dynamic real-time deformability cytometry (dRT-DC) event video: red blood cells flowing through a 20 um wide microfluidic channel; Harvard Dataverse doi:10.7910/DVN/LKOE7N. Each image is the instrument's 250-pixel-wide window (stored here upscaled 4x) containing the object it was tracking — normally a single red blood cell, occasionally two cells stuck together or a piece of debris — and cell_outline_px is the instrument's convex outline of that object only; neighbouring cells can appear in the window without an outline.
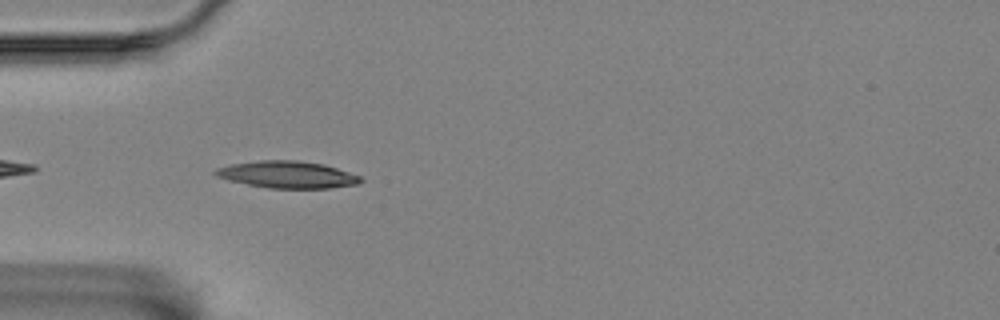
{"species": "Egyptian fruit bat (a non-hibernating species)", "species_latin": "Rousettus aegyptiacus", "temperature_condition": "room temperature", "stored_images_in_passage": 21, "camera_frame_rate_fps": 3000, "um_per_image_px": 0.085, "animal": {"sex": "female"}, "frame": {"image": 1, "passage_image": 2, "time_ms": 0.333, "image_size_px": [1000, 320], "cell_outline_px": [[364, 180], [360, 184], [328, 188], [268, 188], [228, 180], [216, 176], [212, 172], [216, 168], [232, 164], [260, 160], [296, 160], [324, 164], [360, 176]], "centroid_in_image_um": [24.43, 14.84], "position_along_channel_um": 60.6, "area_um2": 22.77}}
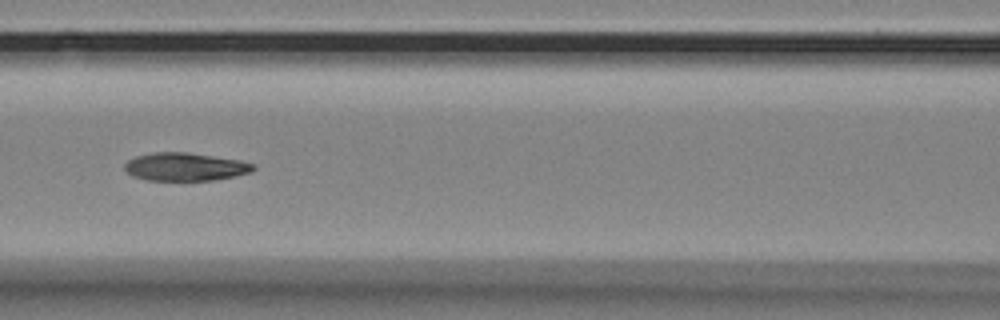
{"frame": {"image": 2, "passage_image": 10, "time_ms": 3.0, "image_size_px": [1000, 320], "cell_outline_px": [[256, 168], [252, 172], [236, 176], [212, 180], [144, 180], [132, 176], [124, 168], [124, 164], [128, 160], [136, 156], [152, 152], [184, 152], [240, 160], [256, 164]], "centroid_in_image_um": [15.75, 14.18], "position_along_channel_um": 150.9, "area_um2": 21.1}}
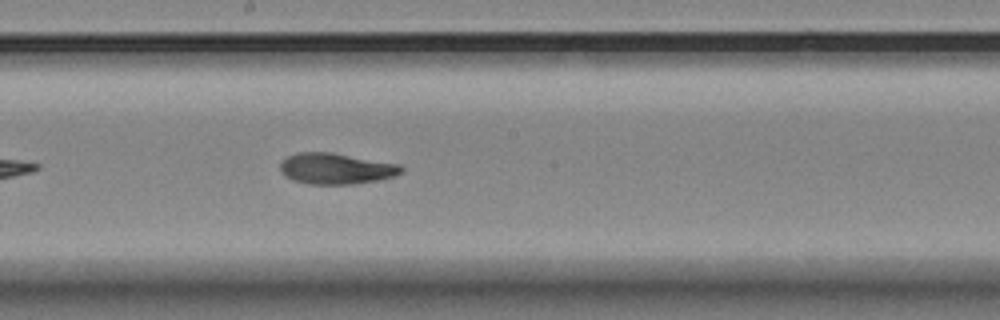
{"frame": {"image": 3, "passage_image": 16, "time_ms": 5.0, "image_size_px": [1000, 320], "cell_outline_px": [[404, 172], [396, 176], [376, 180], [352, 184], [308, 184], [292, 180], [280, 168], [280, 164], [288, 156], [296, 152], [332, 152], [400, 164], [404, 168]], "centroid_in_image_um": [28.61, 14.32], "position_along_channel_um": 219.6, "area_um2": 21.85}}